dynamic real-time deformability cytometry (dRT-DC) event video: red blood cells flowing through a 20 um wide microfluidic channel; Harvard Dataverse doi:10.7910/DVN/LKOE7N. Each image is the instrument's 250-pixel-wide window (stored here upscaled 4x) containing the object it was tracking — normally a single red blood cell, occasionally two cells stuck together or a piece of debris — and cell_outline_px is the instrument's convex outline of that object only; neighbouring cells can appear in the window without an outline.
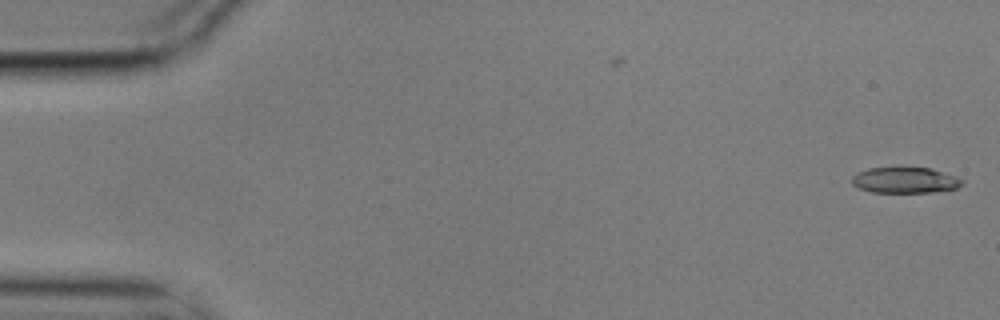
{"species": "common noctule bat (a hibernating species)", "species_latin": "Nyctalus noctula", "temperature_condition": "cold", "stored_images_in_passage": 56, "camera_frame_rate_fps": 3000, "um_per_image_px": 0.085, "animal": {"sex": "male", "body_mass_g": 17.9}, "frame": {"image": 1, "passage_image": 1, "time_ms": 0.0, "image_size_px": [1000, 320], "cell_outline_px": [[964, 184], [956, 188], [932, 192], [872, 192], [860, 188], [852, 184], [852, 176], [856, 172], [868, 168], [900, 164], [932, 168], [956, 176], [964, 180]], "centroid_in_image_um": [76.92, 15.25], "position_along_channel_um": 8.1, "area_um2": 17.51}}
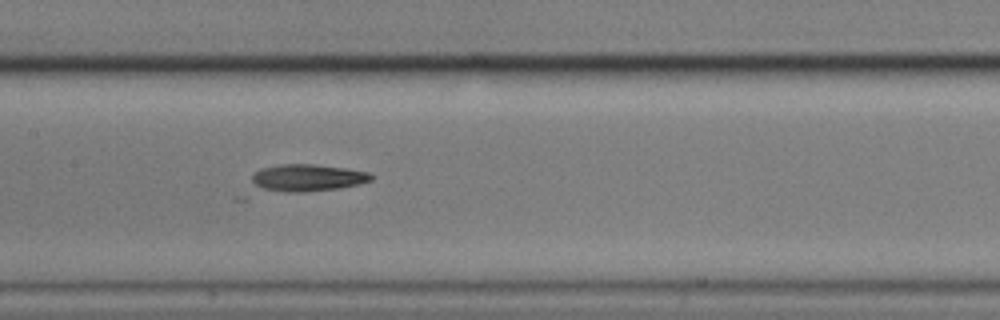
{"frame": {"image": 2, "passage_image": 27, "time_ms": 8.667, "image_size_px": [1000, 320], "cell_outline_px": [[372, 180], [360, 184], [340, 188], [304, 192], [288, 192], [252, 188], [252, 176], [260, 168], [280, 164], [316, 164], [344, 168], [368, 172], [372, 176]], "centroid_in_image_um": [26.08, 15.12], "position_along_channel_um": 181.3, "area_um2": 19.02}}
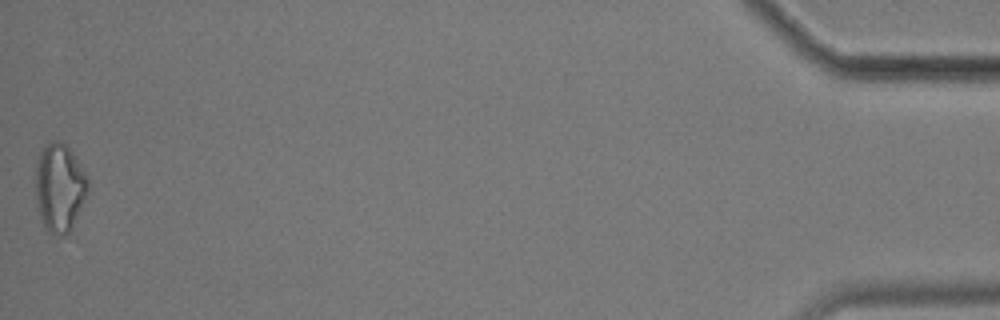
{"frame": {"image": 3, "passage_image": 56, "time_ms": 18.333, "image_size_px": [1000, 320], "cell_outline_px": [[88, 192], [72, 228], [64, 236], [60, 236], [44, 228], [36, 204], [36, 168], [40, 152], [52, 140], [60, 140], [72, 152], [88, 176]], "centroid_in_image_um": [5.07, 15.95], "position_along_channel_um": 430.1, "area_um2": 26.82}, "authors_computed_cell_mechanics": {"area_um2": 18.785, "velocity_mm_per_s": 3.5603, "shape_relaxation_time_tau1_ms": 3.3782, "shape_relaxation_time_tau2_ms": null, "deformation_change_tau1": 0.107, "deformation_change_tau2": null}}